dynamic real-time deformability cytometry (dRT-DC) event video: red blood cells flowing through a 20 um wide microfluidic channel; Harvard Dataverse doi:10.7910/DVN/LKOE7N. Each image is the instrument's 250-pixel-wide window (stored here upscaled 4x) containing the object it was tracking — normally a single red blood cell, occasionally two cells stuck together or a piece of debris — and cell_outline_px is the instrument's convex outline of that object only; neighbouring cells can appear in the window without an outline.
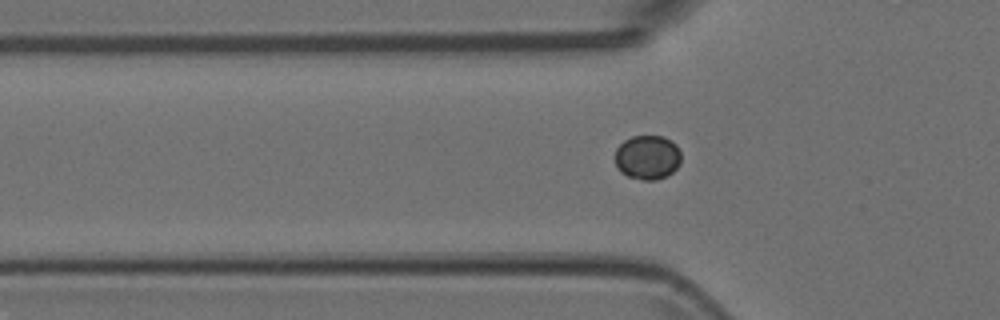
{"species": "Egyptian fruit bat (a non-hibernating species)", "species_latin": "Rousettus aegyptiacus", "temperature_condition": "room temperature", "stored_images_in_passage": 6, "camera_frame_rate_fps": 3000, "um_per_image_px": 0.085, "animal": {"sex": "female"}, "frame": {"image": 1, "passage_image": 6, "time_ms": 1.667, "image_size_px": [1000, 320], "cell_outline_px": [[680, 164], [672, 172], [656, 180], [640, 180], [628, 176], [620, 172], [616, 164], [616, 148], [624, 140], [632, 136], [664, 136], [672, 140], [676, 144], [680, 152]], "centroid_in_image_um": [55.04, 13.36], "position_along_channel_um": 70.8, "area_um2": 17.11}}